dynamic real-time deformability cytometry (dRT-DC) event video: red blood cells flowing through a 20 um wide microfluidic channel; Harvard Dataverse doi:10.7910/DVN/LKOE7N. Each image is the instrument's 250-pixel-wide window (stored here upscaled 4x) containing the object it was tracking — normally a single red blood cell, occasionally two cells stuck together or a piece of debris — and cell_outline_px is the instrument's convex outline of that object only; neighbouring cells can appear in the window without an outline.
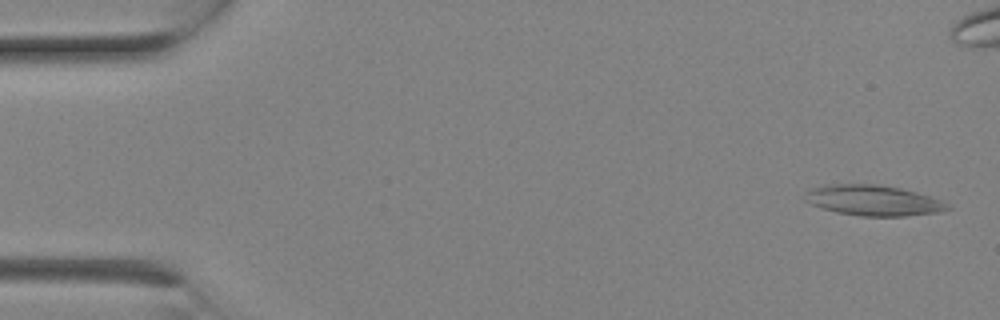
{"species": "Egyptian fruit bat (a non-hibernating species)", "species_latin": "Rousettus aegyptiacus", "temperature_condition": "room temperature", "stored_images_in_passage": 2, "camera_frame_rate_fps": 3000, "um_per_image_px": 0.085, "animal": {"sex": "female"}, "frame": {"image": 1, "passage_image": 2, "time_ms": 0.333, "image_size_px": [1000, 320], "cell_outline_px": [[952, 208], [940, 212], [904, 216], [860, 216], [836, 212], [808, 204], [800, 196], [808, 188], [824, 184], [880, 184], [900, 188], [916, 192], [940, 200], [948, 204]], "centroid_in_image_um": [74.12, 17.02], "position_along_channel_um": 10.9, "area_um2": 25.78}}